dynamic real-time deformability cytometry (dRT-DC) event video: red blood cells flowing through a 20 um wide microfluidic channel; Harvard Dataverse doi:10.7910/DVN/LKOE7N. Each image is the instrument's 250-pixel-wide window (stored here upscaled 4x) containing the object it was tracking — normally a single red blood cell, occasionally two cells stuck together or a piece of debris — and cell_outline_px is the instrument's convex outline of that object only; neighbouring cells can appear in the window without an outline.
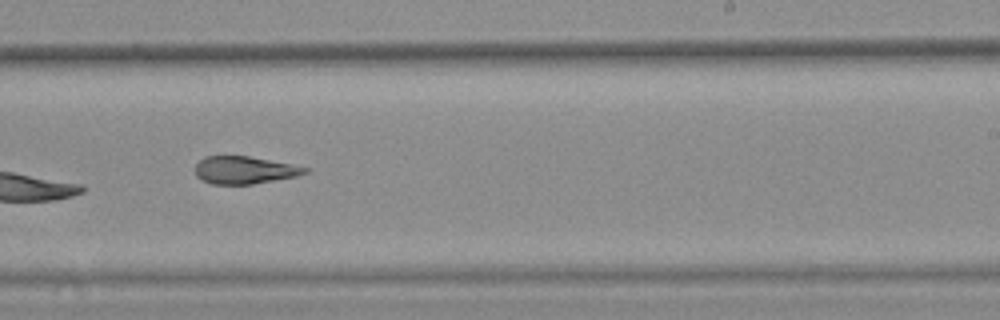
{"species": "common noctule bat (a hibernating species)", "species_latin": "Nyctalus noctula", "temperature_condition": "warm", "stored_images_in_passage": 11, "camera_frame_rate_fps": 3000, "um_per_image_px": 0.085, "animal": {"sex": "female", "body_mass_g": 25.1}, "frame": {"image": 1, "passage_image": 10, "time_ms": 3.0, "image_size_px": [1000, 320], "cell_outline_px": [[308, 172], [296, 176], [252, 184], [212, 184], [196, 176], [196, 164], [204, 156], [248, 156], [292, 164], [308, 168]], "centroid_in_image_um": [20.77, 14.45], "position_along_channel_um": 268.2, "area_um2": 17.4}}
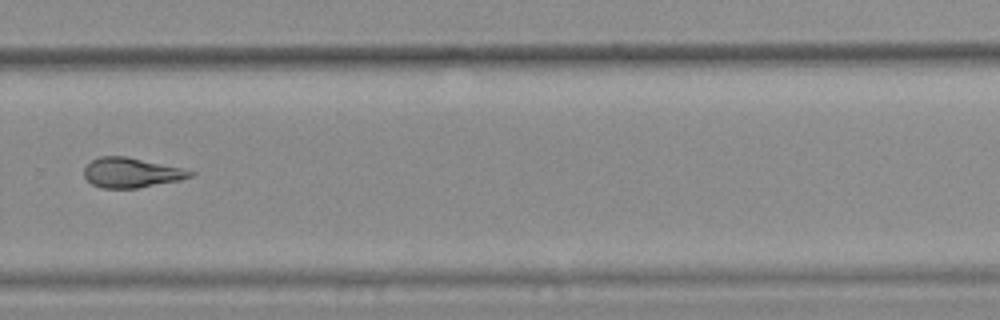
{"frame": {"image": 2, "passage_image": 11, "time_ms": 3.333, "image_size_px": [1000, 320], "cell_outline_px": [[196, 172], [192, 176], [180, 180], [136, 188], [100, 188], [92, 184], [84, 176], [84, 168], [92, 160], [100, 156], [128, 156], [180, 168]], "centroid_in_image_um": [11.14, 14.67], "position_along_channel_um": 318.7, "area_um2": 18.32}}